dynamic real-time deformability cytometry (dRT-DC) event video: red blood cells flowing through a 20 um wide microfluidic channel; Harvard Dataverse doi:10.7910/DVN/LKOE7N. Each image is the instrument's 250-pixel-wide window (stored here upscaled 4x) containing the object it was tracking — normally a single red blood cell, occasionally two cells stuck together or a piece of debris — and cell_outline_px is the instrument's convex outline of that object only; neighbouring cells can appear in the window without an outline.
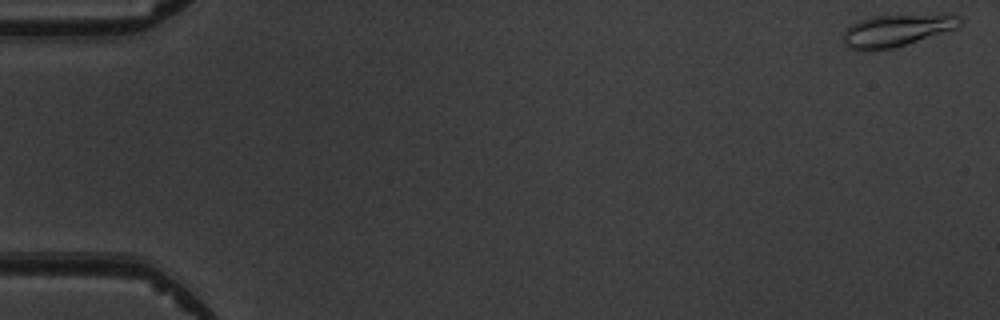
{"species": "common noctule bat (a hibernating species)", "species_latin": "Nyctalus noctula", "temperature_condition": "warm", "stored_images_in_passage": 5, "camera_frame_rate_fps": 3000, "um_per_image_px": 0.085, "animal": {"sex": "male", "body_mass_g": 19.5, "forearm_length_mm": 54.6}, "frame": {"image": 1, "passage_image": 1, "time_ms": 0.0, "image_size_px": [1000, 320], "cell_outline_px": [[964, 20], [956, 28], [896, 48], [868, 52], [856, 52], [848, 48], [844, 44], [840, 36], [852, 24], [860, 20], [872, 16], [944, 12], [956, 12]], "centroid_in_image_um": [76.25, 2.57], "position_along_channel_um": 8.7, "area_um2": 23.18}}